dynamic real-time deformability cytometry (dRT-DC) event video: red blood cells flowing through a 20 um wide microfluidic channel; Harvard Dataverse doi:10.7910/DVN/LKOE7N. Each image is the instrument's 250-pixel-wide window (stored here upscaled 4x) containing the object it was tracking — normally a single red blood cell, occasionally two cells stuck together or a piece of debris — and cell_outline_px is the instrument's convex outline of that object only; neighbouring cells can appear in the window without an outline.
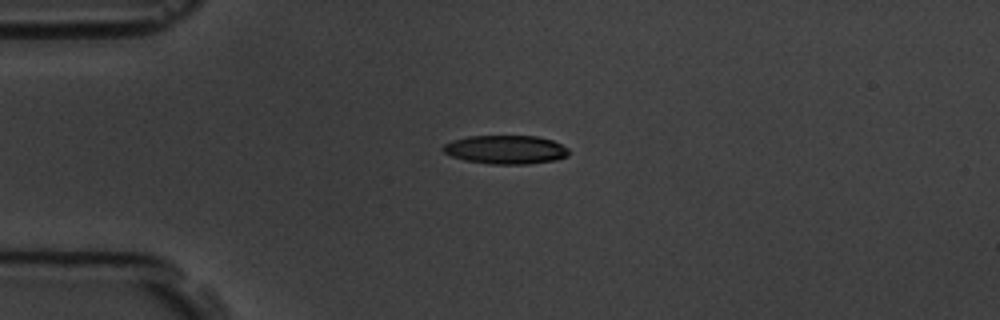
{"species": "common noctule bat (a hibernating species)", "species_latin": "Nyctalus noctula", "temperature_condition": "room temperature", "stored_images_in_passage": 3, "camera_frame_rate_fps": 3000, "um_per_image_px": 0.085, "animal": {"sex": "male", "body_mass_g": 19.5, "forearm_length_mm": 54.6}, "frame": {"image": 1, "passage_image": 2, "time_ms": 1.333, "image_size_px": [1000, 320], "cell_outline_px": [[568, 156], [556, 160], [528, 164], [492, 164], [468, 160], [452, 156], [444, 152], [440, 148], [444, 144], [452, 140], [468, 136], [536, 136], [552, 140], [568, 148]], "centroid_in_image_um": [42.99, 12.71], "position_along_channel_um": 42.0, "area_um2": 20.92}}